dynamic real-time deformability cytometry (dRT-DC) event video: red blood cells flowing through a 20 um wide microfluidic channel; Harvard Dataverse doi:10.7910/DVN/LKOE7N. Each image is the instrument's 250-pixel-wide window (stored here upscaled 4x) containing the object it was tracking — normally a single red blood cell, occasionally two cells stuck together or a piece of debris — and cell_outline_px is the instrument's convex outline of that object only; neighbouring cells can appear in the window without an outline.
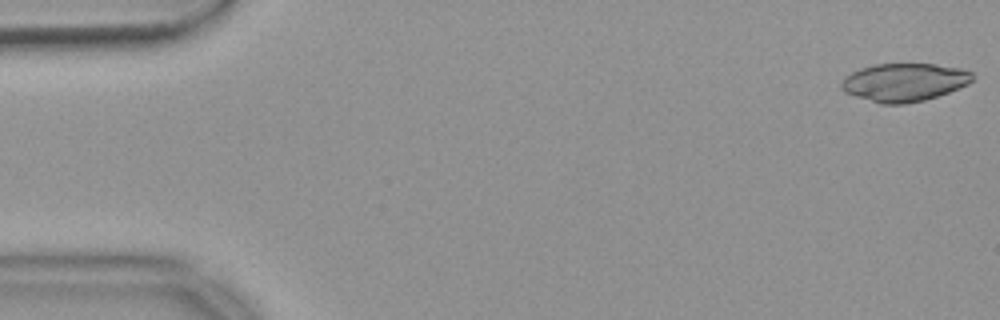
{"species": "common noctule bat (a hibernating species)", "species_latin": "Nyctalus noctula", "temperature_condition": "warm", "stored_images_in_passage": 13, "camera_frame_rate_fps": 3000, "um_per_image_px": 0.085, "animal": {"sex": "female", "body_mass_g": 18.4}, "frame": {"image": 1, "passage_image": 1, "time_ms": 0.0, "image_size_px": [1000, 320], "cell_outline_px": [[976, 76], [968, 84], [948, 92], [924, 100], [904, 104], [880, 104], [844, 92], [840, 88], [840, 84], [852, 72], [860, 68], [876, 64], [936, 64], [960, 68], [972, 72]], "centroid_in_image_um": [76.88, 6.99], "position_along_channel_um": 8.1, "area_um2": 29.02}}